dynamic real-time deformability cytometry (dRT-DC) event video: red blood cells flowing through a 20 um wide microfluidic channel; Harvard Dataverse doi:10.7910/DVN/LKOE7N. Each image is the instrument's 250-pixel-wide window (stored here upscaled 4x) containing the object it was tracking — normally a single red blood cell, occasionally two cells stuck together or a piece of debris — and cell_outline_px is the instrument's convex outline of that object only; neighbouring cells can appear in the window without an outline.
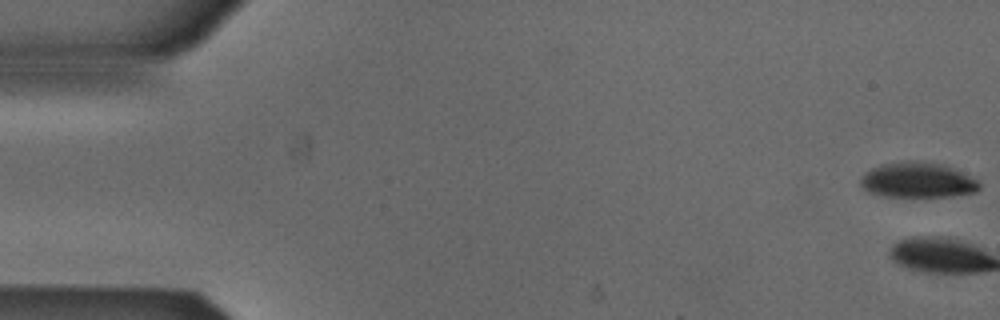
{"species": "Egyptian fruit bat (a non-hibernating species)", "species_latin": "Rousettus aegyptiacus", "temperature_condition": "cold", "stored_images_in_passage": 2, "camera_frame_rate_fps": 3000, "um_per_image_px": 0.085, "animal": {"sex": "male"}, "frame": {"image": 1, "passage_image": 1, "time_ms": 0.0, "image_size_px": [1000, 320], "cell_outline_px": [[980, 188], [976, 192], [952, 196], [880, 196], [868, 192], [860, 184], [860, 176], [864, 172], [880, 164], [904, 160], [924, 160], [944, 164], [980, 180]], "centroid_in_image_um": [77.99, 15.28], "position_along_channel_um": 7.0, "area_um2": 24.97}}